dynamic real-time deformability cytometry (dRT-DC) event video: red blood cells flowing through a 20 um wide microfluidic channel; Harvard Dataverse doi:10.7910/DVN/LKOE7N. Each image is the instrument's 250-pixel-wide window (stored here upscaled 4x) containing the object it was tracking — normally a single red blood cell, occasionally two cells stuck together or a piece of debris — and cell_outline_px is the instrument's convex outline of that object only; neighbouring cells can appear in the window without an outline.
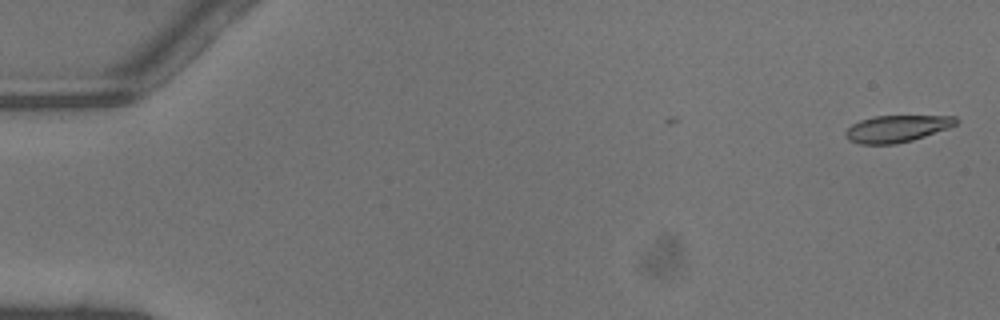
{"species": "common noctule bat (a hibernating species)", "species_latin": "Nyctalus noctula", "temperature_condition": "warm", "stored_images_in_passage": 5, "camera_frame_rate_fps": 3000, "um_per_image_px": 0.085, "animal": {"sex": "male", "body_mass_g": 13.3}, "frame": {"image": 1, "passage_image": 1, "time_ms": 0.0, "image_size_px": [1000, 320], "cell_outline_px": [[960, 120], [956, 124], [948, 128], [912, 140], [896, 144], [860, 144], [848, 140], [844, 136], [844, 132], [852, 124], [860, 120], [876, 116], [956, 116]], "centroid_in_image_um": [76.21, 10.94], "position_along_channel_um": 8.8, "area_um2": 17.28}}